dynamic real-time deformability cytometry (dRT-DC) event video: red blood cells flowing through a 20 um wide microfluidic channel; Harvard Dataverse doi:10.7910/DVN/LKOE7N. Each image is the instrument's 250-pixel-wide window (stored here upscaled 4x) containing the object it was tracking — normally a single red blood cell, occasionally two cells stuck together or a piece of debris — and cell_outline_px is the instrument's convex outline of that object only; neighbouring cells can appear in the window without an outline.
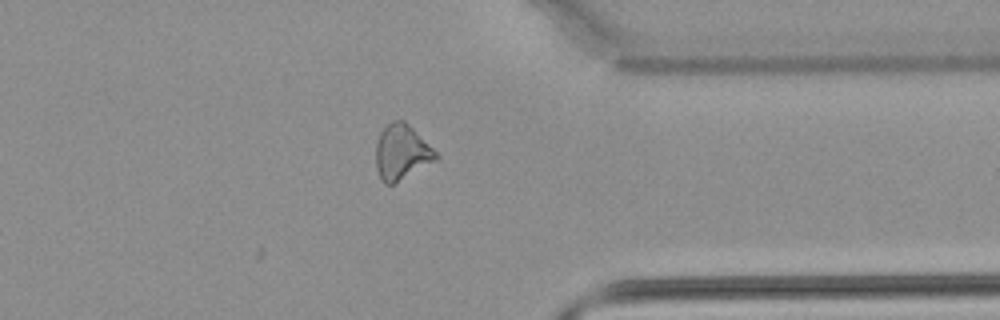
{"species": "common noctule bat (a hibernating species)", "species_latin": "Nyctalus noctula", "temperature_condition": "warm", "stored_images_in_passage": 30, "camera_frame_rate_fps": 3000, "um_per_image_px": 0.085, "animal": {"sex": "male", "body_mass_g": 21.5, "forearm_length_mm": 52.0}, "frame": {"image": 1, "passage_image": 30, "time_ms": 9.667, "image_size_px": [1000, 320], "cell_outline_px": [[440, 156], [436, 160], [392, 184], [384, 184], [380, 180], [376, 168], [376, 140], [380, 132], [392, 120], [404, 120]], "centroid_in_image_um": [34.1, 12.94], "position_along_channel_um": 377.3, "area_um2": 19.02}}